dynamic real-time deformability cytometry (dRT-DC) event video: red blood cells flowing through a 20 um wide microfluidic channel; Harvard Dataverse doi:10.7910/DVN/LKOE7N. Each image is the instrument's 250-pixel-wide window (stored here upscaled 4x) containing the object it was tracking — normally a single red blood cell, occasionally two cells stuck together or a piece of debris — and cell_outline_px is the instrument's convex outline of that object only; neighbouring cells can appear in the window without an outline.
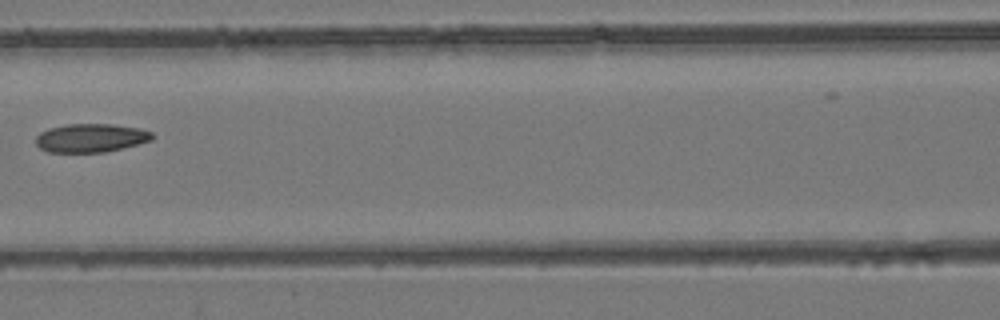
{"species": "common noctule bat (a hibernating species)", "species_latin": "Nyctalus noctula", "temperature_condition": "room temperature", "stored_images_in_passage": 6, "camera_frame_rate_fps": 3000, "um_per_image_px": 0.085, "animal": {"sex": "female", "body_mass_g": 24.6, "forearm_length_mm": 56.2}, "frame": {"image": 1, "passage_image": 6, "time_ms": 6.667, "image_size_px": [1000, 320], "cell_outline_px": [[156, 136], [152, 140], [104, 152], [48, 152], [40, 148], [36, 144], [36, 136], [40, 132], [48, 128], [68, 124], [112, 124], [140, 128], [152, 132]], "centroid_in_image_um": [7.72, 11.71], "position_along_channel_um": 158.9, "area_um2": 19.36}}